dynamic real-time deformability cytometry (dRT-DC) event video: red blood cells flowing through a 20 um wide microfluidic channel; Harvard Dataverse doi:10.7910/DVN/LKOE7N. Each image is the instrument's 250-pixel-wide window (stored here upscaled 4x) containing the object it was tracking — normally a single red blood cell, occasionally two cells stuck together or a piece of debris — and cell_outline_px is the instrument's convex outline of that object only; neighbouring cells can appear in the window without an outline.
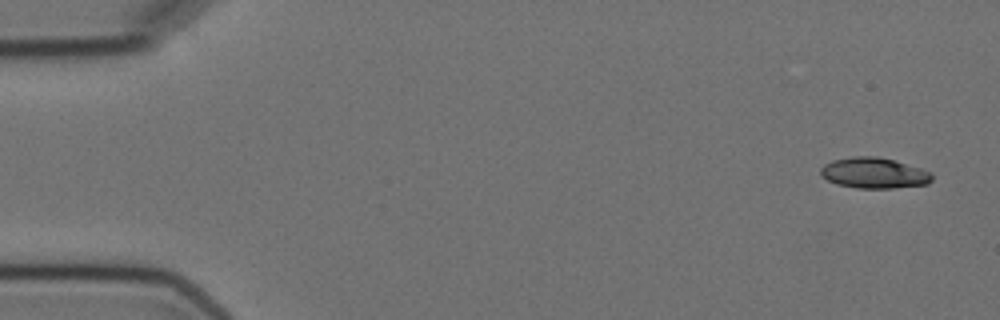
{"species": "Egyptian fruit bat (a non-hibernating species)", "species_latin": "Rousettus aegyptiacus", "temperature_condition": "cold", "stored_images_in_passage": 2, "segment_of_instrument_passage": [2, 2], "camera_frame_rate_fps": 3000, "um_per_image_px": 0.085, "animal": {"sex": "female"}, "frame": {"image": 1, "passage_image": 2, "time_ms": 1.333, "image_size_px": [1000, 320], "cell_outline_px": [[932, 180], [928, 184], [892, 188], [856, 188], [836, 184], [820, 176], [820, 168], [824, 164], [832, 160], [852, 156], [876, 156], [892, 160], [920, 168], [932, 172]], "centroid_in_image_um": [74.26, 14.71], "position_along_channel_um": 10.7, "area_um2": 20.0}}